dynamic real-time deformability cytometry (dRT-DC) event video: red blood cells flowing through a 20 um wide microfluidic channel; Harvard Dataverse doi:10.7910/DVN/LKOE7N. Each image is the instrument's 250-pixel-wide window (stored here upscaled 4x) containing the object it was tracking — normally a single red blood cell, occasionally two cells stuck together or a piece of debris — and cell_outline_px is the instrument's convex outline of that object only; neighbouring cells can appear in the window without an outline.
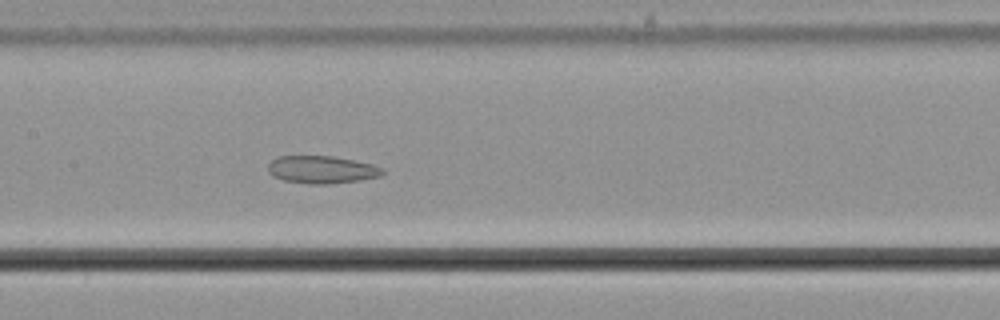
{"species": "common noctule bat (a hibernating species)", "species_latin": "Nyctalus noctula", "temperature_condition": "cold", "stored_images_in_passage": 34, "camera_frame_rate_fps": 3000, "um_per_image_px": 0.085, "animal": {"sex": "male", "body_mass_g": 21.5, "forearm_length_mm": 52.0}, "frame": {"image": 1, "passage_image": 11, "time_ms": 3.333, "image_size_px": [1000, 320], "cell_outline_px": [[384, 172], [380, 176], [360, 180], [328, 184], [308, 184], [284, 180], [272, 176], [268, 172], [268, 164], [272, 160], [280, 156], [332, 156], [372, 164], [384, 168]], "centroid_in_image_um": [27.34, 14.42], "position_along_channel_um": 180.1, "area_um2": 18.38}}
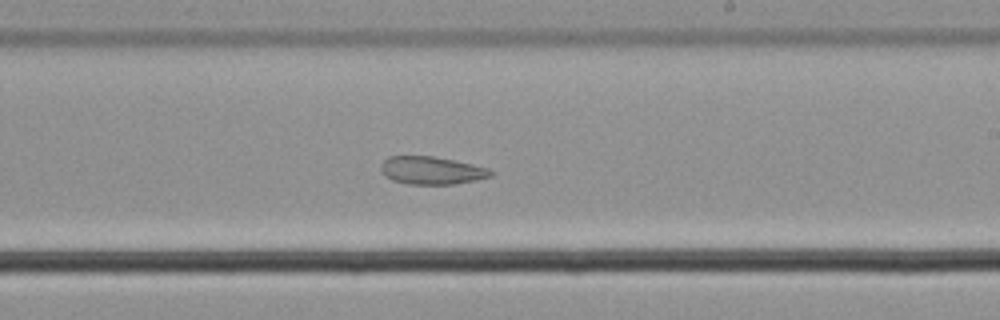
{"frame": {"image": 2, "passage_image": 17, "time_ms": 5.333, "image_size_px": [1000, 320], "cell_outline_px": [[496, 172], [492, 176], [476, 180], [452, 184], [408, 184], [392, 180], [384, 176], [380, 168], [380, 164], [388, 156], [432, 156], [472, 164], [488, 168]], "centroid_in_image_um": [36.67, 14.49], "position_along_channel_um": 252.3, "area_um2": 17.86}}
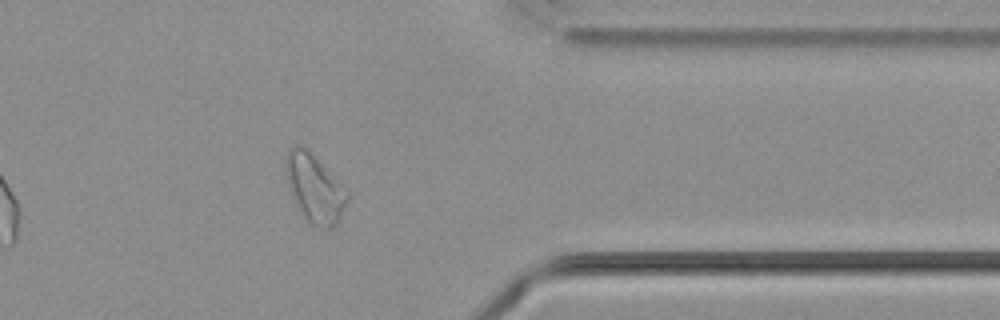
{"frame": {"image": 3, "passage_image": 29, "time_ms": 9.333, "image_size_px": [1000, 320], "cell_outline_px": [[348, 200], [336, 224], [328, 228], [312, 228], [308, 224], [300, 212], [292, 196], [284, 172], [284, 156], [296, 144], [300, 144], [348, 188]], "centroid_in_image_um": [26.72, 16.03], "position_along_channel_um": 384.7, "area_um2": 24.62}}